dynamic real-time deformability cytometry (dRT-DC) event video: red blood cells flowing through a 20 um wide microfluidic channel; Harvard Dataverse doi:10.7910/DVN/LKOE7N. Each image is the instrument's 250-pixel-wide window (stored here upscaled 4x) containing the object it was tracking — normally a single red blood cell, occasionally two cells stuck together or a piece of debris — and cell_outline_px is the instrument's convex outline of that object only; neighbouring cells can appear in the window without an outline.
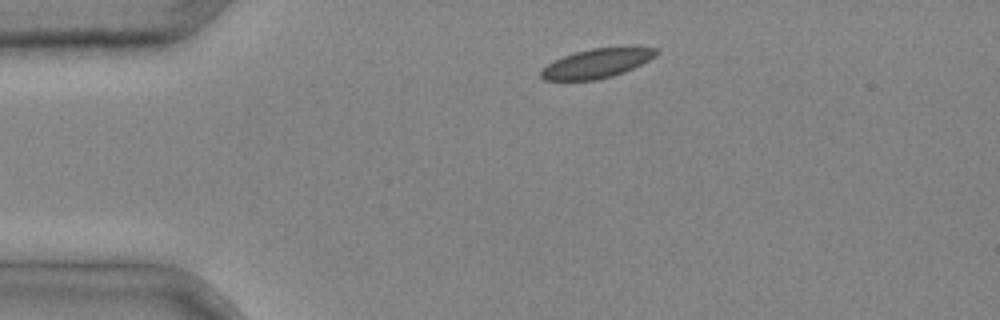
{"species": "common noctule bat (a hibernating species)", "species_latin": "Nyctalus noctula", "temperature_condition": "cold", "stored_images_in_passage": 2, "camera_frame_rate_fps": 3000, "um_per_image_px": 0.085, "animal": {"sex": "male", "body_mass_g": 20.4}, "frame": {"image": 1, "passage_image": 1, "time_ms": 0.0, "image_size_px": [1000, 320], "cell_outline_px": [[656, 56], [624, 72], [612, 76], [596, 80], [544, 80], [540, 76], [540, 72], [548, 64], [564, 56], [576, 52], [592, 48], [656, 48]], "centroid_in_image_um": [50.68, 5.41], "position_along_channel_um": 34.3, "area_um2": 19.02}}